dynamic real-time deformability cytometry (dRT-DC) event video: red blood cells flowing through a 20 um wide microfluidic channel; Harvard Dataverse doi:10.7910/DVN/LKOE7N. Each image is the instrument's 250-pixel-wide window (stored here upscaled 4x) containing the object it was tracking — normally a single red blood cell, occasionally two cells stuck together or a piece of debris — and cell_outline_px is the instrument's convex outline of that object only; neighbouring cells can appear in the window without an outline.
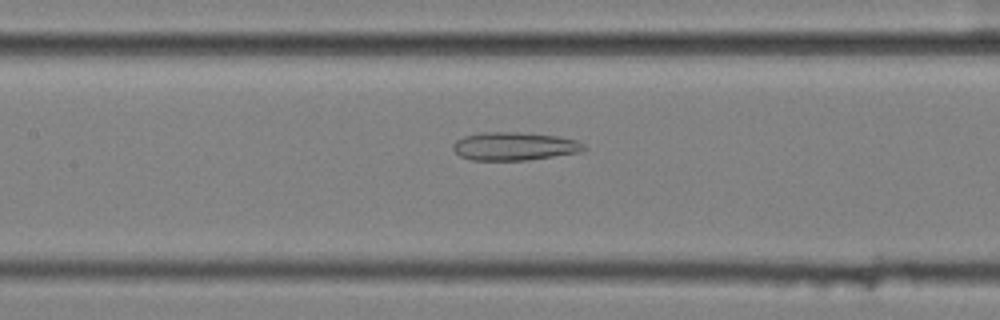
{"species": "common noctule bat (a hibernating species)", "species_latin": "Nyctalus noctula", "temperature_condition": "cold", "stored_images_in_passage": 52, "camera_frame_rate_fps": 3000, "um_per_image_px": 0.085, "animal": {"sex": "female", "body_mass_g": 25.1}, "frame": {"image": 1, "passage_image": 22, "time_ms": 7.0, "image_size_px": [1000, 320], "cell_outline_px": [[588, 148], [580, 152], [528, 160], [472, 160], [460, 156], [452, 148], [452, 144], [456, 140], [464, 136], [480, 132], [520, 132], [556, 136], [576, 140], [584, 144]], "centroid_in_image_um": [43.71, 12.43], "position_along_channel_um": 163.7, "area_um2": 21.56}}
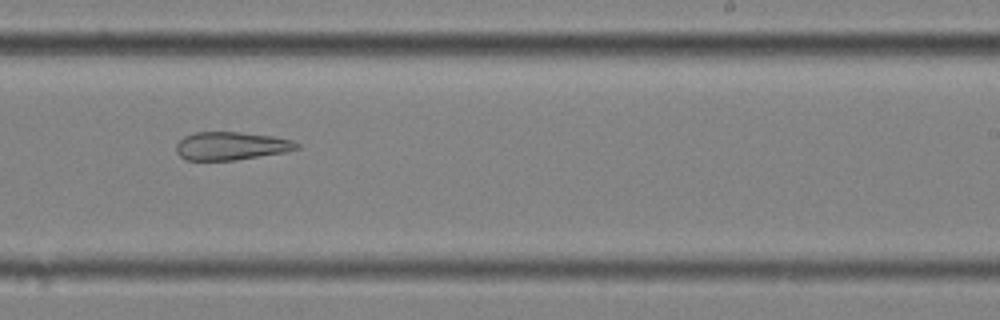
{"frame": {"image": 2, "passage_image": 31, "time_ms": 10.0, "image_size_px": [1000, 320], "cell_outline_px": [[300, 148], [284, 152], [236, 160], [184, 160], [176, 152], [176, 144], [184, 136], [196, 132], [240, 132], [272, 136], [292, 140], [300, 144]], "centroid_in_image_um": [19.63, 12.4], "position_along_channel_um": 269.4, "area_um2": 19.77}}
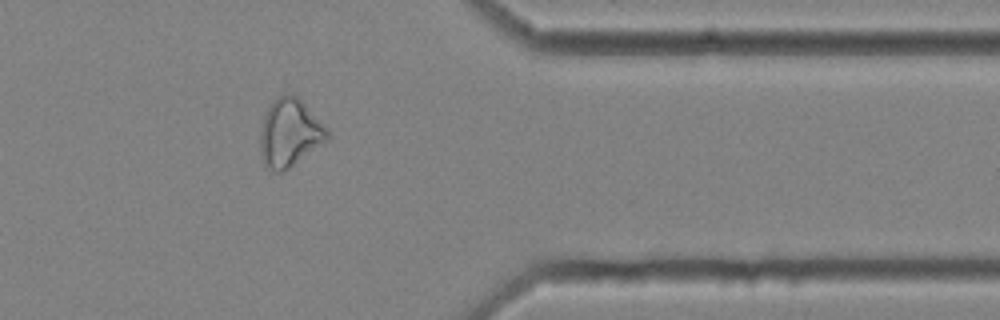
{"frame": {"image": 3, "passage_image": 42, "time_ms": 13.667, "image_size_px": [1000, 320], "cell_outline_px": [[328, 140], [284, 172], [276, 172], [264, 164], [260, 152], [260, 132], [264, 116], [268, 108], [284, 92], [292, 92], [328, 128]], "centroid_in_image_um": [24.62, 11.31], "position_along_channel_um": 386.8, "area_um2": 26.36}, "authors_computed_cell_mechanics": {"area_um2": 26.01, "velocity_mm_per_s": 3.5325, "shape_relaxation_time_tau1_ms": null, "shape_relaxation_time_tau2_ms": 4.1938, "deformation_change_tau1": null, "deformation_change_tau2": 0.1371}}